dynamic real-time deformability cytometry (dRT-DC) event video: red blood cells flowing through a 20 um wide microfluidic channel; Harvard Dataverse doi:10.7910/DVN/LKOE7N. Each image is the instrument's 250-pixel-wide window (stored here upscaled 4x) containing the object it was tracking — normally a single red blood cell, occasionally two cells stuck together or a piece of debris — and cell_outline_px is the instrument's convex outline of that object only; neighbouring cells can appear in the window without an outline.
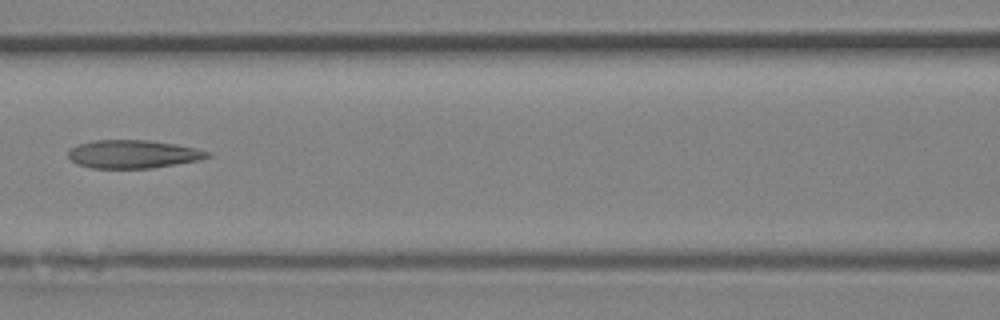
{"species": "Egyptian fruit bat (a non-hibernating species)", "species_latin": "Rousettus aegyptiacus", "temperature_condition": "room temperature", "stored_images_in_passage": 4, "camera_frame_rate_fps": 3000, "um_per_image_px": 0.085, "animal": {"sex": "female"}, "frame": {"image": 1, "passage_image": 4, "time_ms": 1.0, "image_size_px": [1000, 320], "cell_outline_px": [[212, 156], [200, 160], [152, 168], [92, 168], [76, 164], [68, 156], [68, 152], [72, 148], [80, 144], [96, 140], [148, 140], [176, 144], [196, 148], [208, 152]], "centroid_in_image_um": [11.33, 13.1], "position_along_channel_um": 155.3, "area_um2": 22.77}}